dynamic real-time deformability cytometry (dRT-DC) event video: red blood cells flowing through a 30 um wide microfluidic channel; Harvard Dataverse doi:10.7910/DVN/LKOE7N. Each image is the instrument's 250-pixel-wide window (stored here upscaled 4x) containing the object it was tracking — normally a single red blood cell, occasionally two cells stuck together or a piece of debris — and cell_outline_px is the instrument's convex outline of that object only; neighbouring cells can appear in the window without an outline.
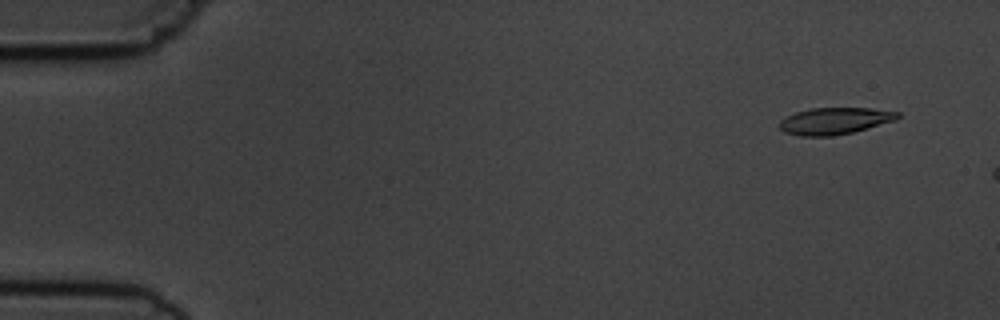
{"species": "common noctule bat (a hibernating species)", "species_latin": "Nyctalus noctula", "temperature_condition": "cold", "stored_images_in_passage": 4, "camera_frame_rate_fps": 3000, "um_per_image_px": 0.085, "animal": {"sex": "male", "body_mass_g": 19.5, "forearm_length_mm": 54.6}, "frame": {"image": 1, "passage_image": 2, "time_ms": 1.0, "image_size_px": [1000, 320], "cell_outline_px": [[900, 116], [896, 120], [852, 132], [832, 136], [800, 136], [784, 132], [780, 128], [780, 120], [796, 112], [812, 108], [872, 108], [900, 112]], "centroid_in_image_um": [70.96, 10.27], "position_along_channel_um": 14.0, "area_um2": 18.32}}